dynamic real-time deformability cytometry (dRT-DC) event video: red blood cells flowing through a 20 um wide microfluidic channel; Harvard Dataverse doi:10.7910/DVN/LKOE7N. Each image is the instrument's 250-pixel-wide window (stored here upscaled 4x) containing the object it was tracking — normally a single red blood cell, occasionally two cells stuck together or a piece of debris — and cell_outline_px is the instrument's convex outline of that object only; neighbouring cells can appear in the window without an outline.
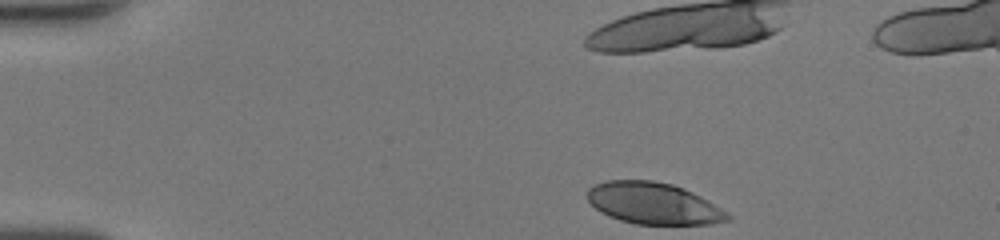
{"species": "human", "species_latin": "Homo sapiens", "temperature_condition": "room temperature", "stored_images_in_passage": 13, "camera_frame_rate_fps": 3000, "um_per_image_px": 0.085, "donor": {"sex": "female"}, "frame": {"image": 1, "passage_image": 1, "time_ms": 0.0, "image_size_px": [1000, 240], "cell_outline_px": [[732, 220], [712, 224], [636, 224], [620, 220], [600, 212], [588, 200], [588, 188], [596, 184], [608, 180], [652, 180], [672, 184], [684, 188], [708, 200], [728, 212], [732, 216]], "centroid_in_image_um": [55.59, 17.29], "position_along_channel_um": 29.4, "area_um2": 34.04}}